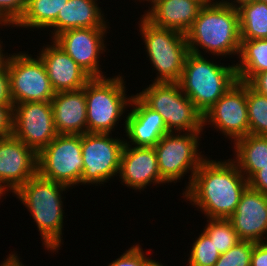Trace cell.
<instances>
[{
  "label": "cell",
  "instance_id": "9",
  "mask_svg": "<svg viewBox=\"0 0 267 266\" xmlns=\"http://www.w3.org/2000/svg\"><path fill=\"white\" fill-rule=\"evenodd\" d=\"M26 53L9 55L6 64L9 70L10 94L13 105L24 102H49L55 96L43 61Z\"/></svg>",
  "mask_w": 267,
  "mask_h": 266
},
{
  "label": "cell",
  "instance_id": "38",
  "mask_svg": "<svg viewBox=\"0 0 267 266\" xmlns=\"http://www.w3.org/2000/svg\"><path fill=\"white\" fill-rule=\"evenodd\" d=\"M16 254H9V257L0 266H24L20 263Z\"/></svg>",
  "mask_w": 267,
  "mask_h": 266
},
{
  "label": "cell",
  "instance_id": "14",
  "mask_svg": "<svg viewBox=\"0 0 267 266\" xmlns=\"http://www.w3.org/2000/svg\"><path fill=\"white\" fill-rule=\"evenodd\" d=\"M37 163V153L13 134L0 137V195L27 183L37 174Z\"/></svg>",
  "mask_w": 267,
  "mask_h": 266
},
{
  "label": "cell",
  "instance_id": "24",
  "mask_svg": "<svg viewBox=\"0 0 267 266\" xmlns=\"http://www.w3.org/2000/svg\"><path fill=\"white\" fill-rule=\"evenodd\" d=\"M239 56L241 61L235 65L237 79L249 83L267 71V39L241 40Z\"/></svg>",
  "mask_w": 267,
  "mask_h": 266
},
{
  "label": "cell",
  "instance_id": "31",
  "mask_svg": "<svg viewBox=\"0 0 267 266\" xmlns=\"http://www.w3.org/2000/svg\"><path fill=\"white\" fill-rule=\"evenodd\" d=\"M26 6L27 0H0V10L14 26L25 13Z\"/></svg>",
  "mask_w": 267,
  "mask_h": 266
},
{
  "label": "cell",
  "instance_id": "21",
  "mask_svg": "<svg viewBox=\"0 0 267 266\" xmlns=\"http://www.w3.org/2000/svg\"><path fill=\"white\" fill-rule=\"evenodd\" d=\"M145 18L159 28L176 30L186 34L203 6L193 0H152Z\"/></svg>",
  "mask_w": 267,
  "mask_h": 266
},
{
  "label": "cell",
  "instance_id": "11",
  "mask_svg": "<svg viewBox=\"0 0 267 266\" xmlns=\"http://www.w3.org/2000/svg\"><path fill=\"white\" fill-rule=\"evenodd\" d=\"M125 141L109 137V133L82 134L83 173L81 183L106 182L119 173Z\"/></svg>",
  "mask_w": 267,
  "mask_h": 266
},
{
  "label": "cell",
  "instance_id": "7",
  "mask_svg": "<svg viewBox=\"0 0 267 266\" xmlns=\"http://www.w3.org/2000/svg\"><path fill=\"white\" fill-rule=\"evenodd\" d=\"M122 77L91 78L85 85L88 133H111L131 97L126 98ZM129 102V103H128Z\"/></svg>",
  "mask_w": 267,
  "mask_h": 266
},
{
  "label": "cell",
  "instance_id": "19",
  "mask_svg": "<svg viewBox=\"0 0 267 266\" xmlns=\"http://www.w3.org/2000/svg\"><path fill=\"white\" fill-rule=\"evenodd\" d=\"M130 104L135 106L126 117L125 131L132 144L154 147L165 134L170 133L162 116L137 95L132 96Z\"/></svg>",
  "mask_w": 267,
  "mask_h": 266
},
{
  "label": "cell",
  "instance_id": "39",
  "mask_svg": "<svg viewBox=\"0 0 267 266\" xmlns=\"http://www.w3.org/2000/svg\"><path fill=\"white\" fill-rule=\"evenodd\" d=\"M253 1H255V0H234L232 3H230V2H228V1H223L222 3H224V4H226L227 6H231V7H233V8H239L241 5H243V4H245V3H249V2H253ZM235 2H237L238 3V5H237V3L235 4Z\"/></svg>",
  "mask_w": 267,
  "mask_h": 266
},
{
  "label": "cell",
  "instance_id": "4",
  "mask_svg": "<svg viewBox=\"0 0 267 266\" xmlns=\"http://www.w3.org/2000/svg\"><path fill=\"white\" fill-rule=\"evenodd\" d=\"M237 81L235 65H217L207 61L202 55L189 52L178 83L183 93L203 115Z\"/></svg>",
  "mask_w": 267,
  "mask_h": 266
},
{
  "label": "cell",
  "instance_id": "30",
  "mask_svg": "<svg viewBox=\"0 0 267 266\" xmlns=\"http://www.w3.org/2000/svg\"><path fill=\"white\" fill-rule=\"evenodd\" d=\"M255 243L253 241L240 240L226 253L221 254L214 266H250Z\"/></svg>",
  "mask_w": 267,
  "mask_h": 266
},
{
  "label": "cell",
  "instance_id": "1",
  "mask_svg": "<svg viewBox=\"0 0 267 266\" xmlns=\"http://www.w3.org/2000/svg\"><path fill=\"white\" fill-rule=\"evenodd\" d=\"M237 161L204 160L194 174L185 196L199 206L209 219H228L237 208L248 180Z\"/></svg>",
  "mask_w": 267,
  "mask_h": 266
},
{
  "label": "cell",
  "instance_id": "42",
  "mask_svg": "<svg viewBox=\"0 0 267 266\" xmlns=\"http://www.w3.org/2000/svg\"><path fill=\"white\" fill-rule=\"evenodd\" d=\"M193 1L200 2L202 5H207L212 2L211 0H193Z\"/></svg>",
  "mask_w": 267,
  "mask_h": 266
},
{
  "label": "cell",
  "instance_id": "43",
  "mask_svg": "<svg viewBox=\"0 0 267 266\" xmlns=\"http://www.w3.org/2000/svg\"><path fill=\"white\" fill-rule=\"evenodd\" d=\"M2 47H1V43H0V64L5 60L4 58H5V55H3V53H2Z\"/></svg>",
  "mask_w": 267,
  "mask_h": 266
},
{
  "label": "cell",
  "instance_id": "27",
  "mask_svg": "<svg viewBox=\"0 0 267 266\" xmlns=\"http://www.w3.org/2000/svg\"><path fill=\"white\" fill-rule=\"evenodd\" d=\"M247 113L249 134L267 136V96L247 83Z\"/></svg>",
  "mask_w": 267,
  "mask_h": 266
},
{
  "label": "cell",
  "instance_id": "18",
  "mask_svg": "<svg viewBox=\"0 0 267 266\" xmlns=\"http://www.w3.org/2000/svg\"><path fill=\"white\" fill-rule=\"evenodd\" d=\"M39 54L54 91L82 89L91 77L54 41Z\"/></svg>",
  "mask_w": 267,
  "mask_h": 266
},
{
  "label": "cell",
  "instance_id": "23",
  "mask_svg": "<svg viewBox=\"0 0 267 266\" xmlns=\"http://www.w3.org/2000/svg\"><path fill=\"white\" fill-rule=\"evenodd\" d=\"M234 146L236 165L242 174H247V180L267 166V136L248 134L235 141Z\"/></svg>",
  "mask_w": 267,
  "mask_h": 266
},
{
  "label": "cell",
  "instance_id": "29",
  "mask_svg": "<svg viewBox=\"0 0 267 266\" xmlns=\"http://www.w3.org/2000/svg\"><path fill=\"white\" fill-rule=\"evenodd\" d=\"M218 249L203 231L194 242L189 257V266H214L220 257Z\"/></svg>",
  "mask_w": 267,
  "mask_h": 266
},
{
  "label": "cell",
  "instance_id": "34",
  "mask_svg": "<svg viewBox=\"0 0 267 266\" xmlns=\"http://www.w3.org/2000/svg\"><path fill=\"white\" fill-rule=\"evenodd\" d=\"M13 131V105H0V137H6Z\"/></svg>",
  "mask_w": 267,
  "mask_h": 266
},
{
  "label": "cell",
  "instance_id": "25",
  "mask_svg": "<svg viewBox=\"0 0 267 266\" xmlns=\"http://www.w3.org/2000/svg\"><path fill=\"white\" fill-rule=\"evenodd\" d=\"M237 9L241 40L267 39V3L255 0Z\"/></svg>",
  "mask_w": 267,
  "mask_h": 266
},
{
  "label": "cell",
  "instance_id": "16",
  "mask_svg": "<svg viewBox=\"0 0 267 266\" xmlns=\"http://www.w3.org/2000/svg\"><path fill=\"white\" fill-rule=\"evenodd\" d=\"M228 220L240 240L263 242L262 236L267 232V195L248 186Z\"/></svg>",
  "mask_w": 267,
  "mask_h": 266
},
{
  "label": "cell",
  "instance_id": "41",
  "mask_svg": "<svg viewBox=\"0 0 267 266\" xmlns=\"http://www.w3.org/2000/svg\"><path fill=\"white\" fill-rule=\"evenodd\" d=\"M143 266H163L162 264H159L158 261H154L152 259L147 258L144 261V265Z\"/></svg>",
  "mask_w": 267,
  "mask_h": 266
},
{
  "label": "cell",
  "instance_id": "13",
  "mask_svg": "<svg viewBox=\"0 0 267 266\" xmlns=\"http://www.w3.org/2000/svg\"><path fill=\"white\" fill-rule=\"evenodd\" d=\"M209 120V121H208ZM210 122L237 141L249 134L247 83L237 81L203 114V126Z\"/></svg>",
  "mask_w": 267,
  "mask_h": 266
},
{
  "label": "cell",
  "instance_id": "2",
  "mask_svg": "<svg viewBox=\"0 0 267 266\" xmlns=\"http://www.w3.org/2000/svg\"><path fill=\"white\" fill-rule=\"evenodd\" d=\"M185 35L190 53L201 55L197 47L200 46L217 56L239 54L241 36L238 9L221 1L203 5Z\"/></svg>",
  "mask_w": 267,
  "mask_h": 266
},
{
  "label": "cell",
  "instance_id": "37",
  "mask_svg": "<svg viewBox=\"0 0 267 266\" xmlns=\"http://www.w3.org/2000/svg\"><path fill=\"white\" fill-rule=\"evenodd\" d=\"M248 84L258 93L267 96V71L257 74Z\"/></svg>",
  "mask_w": 267,
  "mask_h": 266
},
{
  "label": "cell",
  "instance_id": "22",
  "mask_svg": "<svg viewBox=\"0 0 267 266\" xmlns=\"http://www.w3.org/2000/svg\"><path fill=\"white\" fill-rule=\"evenodd\" d=\"M105 24L96 0H68L50 27L55 28L54 38L68 29L106 27Z\"/></svg>",
  "mask_w": 267,
  "mask_h": 266
},
{
  "label": "cell",
  "instance_id": "17",
  "mask_svg": "<svg viewBox=\"0 0 267 266\" xmlns=\"http://www.w3.org/2000/svg\"><path fill=\"white\" fill-rule=\"evenodd\" d=\"M129 146L126 141L121 156L119 174L122 182L135 190H141L151 182L166 183L160 176L154 147Z\"/></svg>",
  "mask_w": 267,
  "mask_h": 266
},
{
  "label": "cell",
  "instance_id": "6",
  "mask_svg": "<svg viewBox=\"0 0 267 266\" xmlns=\"http://www.w3.org/2000/svg\"><path fill=\"white\" fill-rule=\"evenodd\" d=\"M139 25L148 57L159 73L155 82H178L189 53L186 35L156 27L144 15Z\"/></svg>",
  "mask_w": 267,
  "mask_h": 266
},
{
  "label": "cell",
  "instance_id": "35",
  "mask_svg": "<svg viewBox=\"0 0 267 266\" xmlns=\"http://www.w3.org/2000/svg\"><path fill=\"white\" fill-rule=\"evenodd\" d=\"M248 186L267 195V166L257 171L249 180Z\"/></svg>",
  "mask_w": 267,
  "mask_h": 266
},
{
  "label": "cell",
  "instance_id": "44",
  "mask_svg": "<svg viewBox=\"0 0 267 266\" xmlns=\"http://www.w3.org/2000/svg\"><path fill=\"white\" fill-rule=\"evenodd\" d=\"M257 1H260V2H265V3H267V0H257Z\"/></svg>",
  "mask_w": 267,
  "mask_h": 266
},
{
  "label": "cell",
  "instance_id": "26",
  "mask_svg": "<svg viewBox=\"0 0 267 266\" xmlns=\"http://www.w3.org/2000/svg\"><path fill=\"white\" fill-rule=\"evenodd\" d=\"M68 0H27L25 13L16 24L19 27L46 28L57 18Z\"/></svg>",
  "mask_w": 267,
  "mask_h": 266
},
{
  "label": "cell",
  "instance_id": "33",
  "mask_svg": "<svg viewBox=\"0 0 267 266\" xmlns=\"http://www.w3.org/2000/svg\"><path fill=\"white\" fill-rule=\"evenodd\" d=\"M0 105H13L10 94L9 70L5 60L0 64Z\"/></svg>",
  "mask_w": 267,
  "mask_h": 266
},
{
  "label": "cell",
  "instance_id": "8",
  "mask_svg": "<svg viewBox=\"0 0 267 266\" xmlns=\"http://www.w3.org/2000/svg\"><path fill=\"white\" fill-rule=\"evenodd\" d=\"M37 156V173L41 177L68 188L81 183L82 134H58Z\"/></svg>",
  "mask_w": 267,
  "mask_h": 266
},
{
  "label": "cell",
  "instance_id": "3",
  "mask_svg": "<svg viewBox=\"0 0 267 266\" xmlns=\"http://www.w3.org/2000/svg\"><path fill=\"white\" fill-rule=\"evenodd\" d=\"M67 187L37 173L14 192L32 214L48 250H57L61 244L63 205L60 192Z\"/></svg>",
  "mask_w": 267,
  "mask_h": 266
},
{
  "label": "cell",
  "instance_id": "28",
  "mask_svg": "<svg viewBox=\"0 0 267 266\" xmlns=\"http://www.w3.org/2000/svg\"><path fill=\"white\" fill-rule=\"evenodd\" d=\"M204 232L213 241L220 254L226 253L239 241L237 232L228 219H209Z\"/></svg>",
  "mask_w": 267,
  "mask_h": 266
},
{
  "label": "cell",
  "instance_id": "10",
  "mask_svg": "<svg viewBox=\"0 0 267 266\" xmlns=\"http://www.w3.org/2000/svg\"><path fill=\"white\" fill-rule=\"evenodd\" d=\"M201 131L187 132L185 135L165 134L154 146L157 156L158 170L161 178L167 182L181 179L185 172L192 170L190 187L199 165L205 160L198 153L199 135ZM198 139V140H197Z\"/></svg>",
  "mask_w": 267,
  "mask_h": 266
},
{
  "label": "cell",
  "instance_id": "40",
  "mask_svg": "<svg viewBox=\"0 0 267 266\" xmlns=\"http://www.w3.org/2000/svg\"><path fill=\"white\" fill-rule=\"evenodd\" d=\"M0 24L1 25H13V23L3 14V12L0 10Z\"/></svg>",
  "mask_w": 267,
  "mask_h": 266
},
{
  "label": "cell",
  "instance_id": "15",
  "mask_svg": "<svg viewBox=\"0 0 267 266\" xmlns=\"http://www.w3.org/2000/svg\"><path fill=\"white\" fill-rule=\"evenodd\" d=\"M106 29L107 27L68 29L53 40L91 78H102L104 75L99 70L98 56L105 48L103 37Z\"/></svg>",
  "mask_w": 267,
  "mask_h": 266
},
{
  "label": "cell",
  "instance_id": "12",
  "mask_svg": "<svg viewBox=\"0 0 267 266\" xmlns=\"http://www.w3.org/2000/svg\"><path fill=\"white\" fill-rule=\"evenodd\" d=\"M12 134L37 154L49 145L58 135L51 101L13 105Z\"/></svg>",
  "mask_w": 267,
  "mask_h": 266
},
{
  "label": "cell",
  "instance_id": "32",
  "mask_svg": "<svg viewBox=\"0 0 267 266\" xmlns=\"http://www.w3.org/2000/svg\"><path fill=\"white\" fill-rule=\"evenodd\" d=\"M139 245L131 247L108 266H143L147 259Z\"/></svg>",
  "mask_w": 267,
  "mask_h": 266
},
{
  "label": "cell",
  "instance_id": "36",
  "mask_svg": "<svg viewBox=\"0 0 267 266\" xmlns=\"http://www.w3.org/2000/svg\"><path fill=\"white\" fill-rule=\"evenodd\" d=\"M250 266H267V242L255 243Z\"/></svg>",
  "mask_w": 267,
  "mask_h": 266
},
{
  "label": "cell",
  "instance_id": "5",
  "mask_svg": "<svg viewBox=\"0 0 267 266\" xmlns=\"http://www.w3.org/2000/svg\"><path fill=\"white\" fill-rule=\"evenodd\" d=\"M137 96L163 118L169 132L202 131L203 115L181 90L178 82H153Z\"/></svg>",
  "mask_w": 267,
  "mask_h": 266
},
{
  "label": "cell",
  "instance_id": "20",
  "mask_svg": "<svg viewBox=\"0 0 267 266\" xmlns=\"http://www.w3.org/2000/svg\"><path fill=\"white\" fill-rule=\"evenodd\" d=\"M51 104L58 134L87 133L85 86L79 90L57 92Z\"/></svg>",
  "mask_w": 267,
  "mask_h": 266
}]
</instances>
